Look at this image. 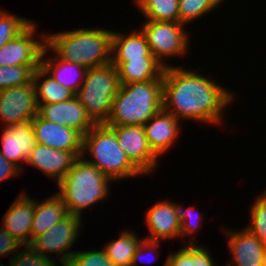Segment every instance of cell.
Returning a JSON list of instances; mask_svg holds the SVG:
<instances>
[{
  "label": "cell",
  "instance_id": "obj_34",
  "mask_svg": "<svg viewBox=\"0 0 266 266\" xmlns=\"http://www.w3.org/2000/svg\"><path fill=\"white\" fill-rule=\"evenodd\" d=\"M67 266H115V264L103 248L101 250L76 251Z\"/></svg>",
  "mask_w": 266,
  "mask_h": 266
},
{
  "label": "cell",
  "instance_id": "obj_30",
  "mask_svg": "<svg viewBox=\"0 0 266 266\" xmlns=\"http://www.w3.org/2000/svg\"><path fill=\"white\" fill-rule=\"evenodd\" d=\"M248 209L251 219L245 227L266 245V190L257 195Z\"/></svg>",
  "mask_w": 266,
  "mask_h": 266
},
{
  "label": "cell",
  "instance_id": "obj_18",
  "mask_svg": "<svg viewBox=\"0 0 266 266\" xmlns=\"http://www.w3.org/2000/svg\"><path fill=\"white\" fill-rule=\"evenodd\" d=\"M143 126L148 144L158 157L170 151L182 128L180 120L163 108Z\"/></svg>",
  "mask_w": 266,
  "mask_h": 266
},
{
  "label": "cell",
  "instance_id": "obj_26",
  "mask_svg": "<svg viewBox=\"0 0 266 266\" xmlns=\"http://www.w3.org/2000/svg\"><path fill=\"white\" fill-rule=\"evenodd\" d=\"M145 20L179 22V0H134Z\"/></svg>",
  "mask_w": 266,
  "mask_h": 266
},
{
  "label": "cell",
  "instance_id": "obj_11",
  "mask_svg": "<svg viewBox=\"0 0 266 266\" xmlns=\"http://www.w3.org/2000/svg\"><path fill=\"white\" fill-rule=\"evenodd\" d=\"M116 134L120 147L131 162L144 174L151 175L157 168L158 157L150 148L144 126H109Z\"/></svg>",
  "mask_w": 266,
  "mask_h": 266
},
{
  "label": "cell",
  "instance_id": "obj_20",
  "mask_svg": "<svg viewBox=\"0 0 266 266\" xmlns=\"http://www.w3.org/2000/svg\"><path fill=\"white\" fill-rule=\"evenodd\" d=\"M49 51L50 49L45 46L41 57V67L59 84L76 94L85 79L88 68L61 60L55 54L47 57Z\"/></svg>",
  "mask_w": 266,
  "mask_h": 266
},
{
  "label": "cell",
  "instance_id": "obj_5",
  "mask_svg": "<svg viewBox=\"0 0 266 266\" xmlns=\"http://www.w3.org/2000/svg\"><path fill=\"white\" fill-rule=\"evenodd\" d=\"M81 157L113 181L144 175L120 147L115 132L105 124H96L83 136Z\"/></svg>",
  "mask_w": 266,
  "mask_h": 266
},
{
  "label": "cell",
  "instance_id": "obj_33",
  "mask_svg": "<svg viewBox=\"0 0 266 266\" xmlns=\"http://www.w3.org/2000/svg\"><path fill=\"white\" fill-rule=\"evenodd\" d=\"M180 210V221H181V238L189 236V244H197V242L190 240L195 232L200 228L201 223H203L204 216L203 213H197L198 210L194 206H189L184 208L183 204H179ZM196 212V213H195ZM183 236V237H182ZM191 236V237H190Z\"/></svg>",
  "mask_w": 266,
  "mask_h": 266
},
{
  "label": "cell",
  "instance_id": "obj_10",
  "mask_svg": "<svg viewBox=\"0 0 266 266\" xmlns=\"http://www.w3.org/2000/svg\"><path fill=\"white\" fill-rule=\"evenodd\" d=\"M34 81L0 90V120L3 127L32 121L38 114Z\"/></svg>",
  "mask_w": 266,
  "mask_h": 266
},
{
  "label": "cell",
  "instance_id": "obj_25",
  "mask_svg": "<svg viewBox=\"0 0 266 266\" xmlns=\"http://www.w3.org/2000/svg\"><path fill=\"white\" fill-rule=\"evenodd\" d=\"M139 235L132 230H121L116 240L103 246L107 256L115 266H131L132 258L141 242Z\"/></svg>",
  "mask_w": 266,
  "mask_h": 266
},
{
  "label": "cell",
  "instance_id": "obj_22",
  "mask_svg": "<svg viewBox=\"0 0 266 266\" xmlns=\"http://www.w3.org/2000/svg\"><path fill=\"white\" fill-rule=\"evenodd\" d=\"M111 63L117 69L120 84L159 80L165 69L155 57Z\"/></svg>",
  "mask_w": 266,
  "mask_h": 266
},
{
  "label": "cell",
  "instance_id": "obj_37",
  "mask_svg": "<svg viewBox=\"0 0 266 266\" xmlns=\"http://www.w3.org/2000/svg\"><path fill=\"white\" fill-rule=\"evenodd\" d=\"M23 172L15 166L13 163L9 162L1 153H0V182H4L9 178H15Z\"/></svg>",
  "mask_w": 266,
  "mask_h": 266
},
{
  "label": "cell",
  "instance_id": "obj_12",
  "mask_svg": "<svg viewBox=\"0 0 266 266\" xmlns=\"http://www.w3.org/2000/svg\"><path fill=\"white\" fill-rule=\"evenodd\" d=\"M227 237V247L232 259L224 266H264L266 245L246 227L231 230L222 226ZM225 230V231H224ZM232 261V262H231Z\"/></svg>",
  "mask_w": 266,
  "mask_h": 266
},
{
  "label": "cell",
  "instance_id": "obj_36",
  "mask_svg": "<svg viewBox=\"0 0 266 266\" xmlns=\"http://www.w3.org/2000/svg\"><path fill=\"white\" fill-rule=\"evenodd\" d=\"M21 247H23V245L19 243V241L12 237L3 226L0 227V257L8 256L10 258L13 254L17 253Z\"/></svg>",
  "mask_w": 266,
  "mask_h": 266
},
{
  "label": "cell",
  "instance_id": "obj_7",
  "mask_svg": "<svg viewBox=\"0 0 266 266\" xmlns=\"http://www.w3.org/2000/svg\"><path fill=\"white\" fill-rule=\"evenodd\" d=\"M139 29L145 35L151 53L165 68L172 66L166 63L169 58H182L190 49V33L179 22L145 20Z\"/></svg>",
  "mask_w": 266,
  "mask_h": 266
},
{
  "label": "cell",
  "instance_id": "obj_28",
  "mask_svg": "<svg viewBox=\"0 0 266 266\" xmlns=\"http://www.w3.org/2000/svg\"><path fill=\"white\" fill-rule=\"evenodd\" d=\"M223 2L224 0H179V23L187 25L201 19L218 9Z\"/></svg>",
  "mask_w": 266,
  "mask_h": 266
},
{
  "label": "cell",
  "instance_id": "obj_6",
  "mask_svg": "<svg viewBox=\"0 0 266 266\" xmlns=\"http://www.w3.org/2000/svg\"><path fill=\"white\" fill-rule=\"evenodd\" d=\"M120 87L117 69L112 63L88 68L75 96L95 124H105Z\"/></svg>",
  "mask_w": 266,
  "mask_h": 266
},
{
  "label": "cell",
  "instance_id": "obj_16",
  "mask_svg": "<svg viewBox=\"0 0 266 266\" xmlns=\"http://www.w3.org/2000/svg\"><path fill=\"white\" fill-rule=\"evenodd\" d=\"M38 105V115L41 118L73 128L83 136L96 125L76 96L63 102Z\"/></svg>",
  "mask_w": 266,
  "mask_h": 266
},
{
  "label": "cell",
  "instance_id": "obj_35",
  "mask_svg": "<svg viewBox=\"0 0 266 266\" xmlns=\"http://www.w3.org/2000/svg\"><path fill=\"white\" fill-rule=\"evenodd\" d=\"M161 242L160 241H152V240H147V239H144L142 238L141 239V242L139 243L137 249L135 250V253L133 255V258H132V262H131V266H138V264L140 263V261H145V259H147L148 257H145V256H148L151 252L152 254H154L153 252L158 250L161 246L160 245ZM150 252V253H149ZM149 253V254H147ZM146 254V255H145ZM158 256H154V258H152L151 260V256L146 260V262L150 263V261L152 262L153 259L154 261H156L157 259H159V254H157ZM145 258V259H144ZM145 262V263H146ZM153 263V262H152Z\"/></svg>",
  "mask_w": 266,
  "mask_h": 266
},
{
  "label": "cell",
  "instance_id": "obj_2",
  "mask_svg": "<svg viewBox=\"0 0 266 266\" xmlns=\"http://www.w3.org/2000/svg\"><path fill=\"white\" fill-rule=\"evenodd\" d=\"M112 30L78 27L46 34V46L59 59L93 68L111 63Z\"/></svg>",
  "mask_w": 266,
  "mask_h": 266
},
{
  "label": "cell",
  "instance_id": "obj_21",
  "mask_svg": "<svg viewBox=\"0 0 266 266\" xmlns=\"http://www.w3.org/2000/svg\"><path fill=\"white\" fill-rule=\"evenodd\" d=\"M154 57L150 51L145 35L138 28L127 34L126 31H113L111 61H129Z\"/></svg>",
  "mask_w": 266,
  "mask_h": 266
},
{
  "label": "cell",
  "instance_id": "obj_29",
  "mask_svg": "<svg viewBox=\"0 0 266 266\" xmlns=\"http://www.w3.org/2000/svg\"><path fill=\"white\" fill-rule=\"evenodd\" d=\"M33 20L0 10V48L20 35Z\"/></svg>",
  "mask_w": 266,
  "mask_h": 266
},
{
  "label": "cell",
  "instance_id": "obj_27",
  "mask_svg": "<svg viewBox=\"0 0 266 266\" xmlns=\"http://www.w3.org/2000/svg\"><path fill=\"white\" fill-rule=\"evenodd\" d=\"M183 247L167 255V266H216L210 250L203 245L186 244Z\"/></svg>",
  "mask_w": 266,
  "mask_h": 266
},
{
  "label": "cell",
  "instance_id": "obj_32",
  "mask_svg": "<svg viewBox=\"0 0 266 266\" xmlns=\"http://www.w3.org/2000/svg\"><path fill=\"white\" fill-rule=\"evenodd\" d=\"M20 250L9 259V266H59L58 261L39 255L30 245Z\"/></svg>",
  "mask_w": 266,
  "mask_h": 266
},
{
  "label": "cell",
  "instance_id": "obj_24",
  "mask_svg": "<svg viewBox=\"0 0 266 266\" xmlns=\"http://www.w3.org/2000/svg\"><path fill=\"white\" fill-rule=\"evenodd\" d=\"M33 81L38 104L63 102L75 96L70 89L59 84L41 66L34 71Z\"/></svg>",
  "mask_w": 266,
  "mask_h": 266
},
{
  "label": "cell",
  "instance_id": "obj_13",
  "mask_svg": "<svg viewBox=\"0 0 266 266\" xmlns=\"http://www.w3.org/2000/svg\"><path fill=\"white\" fill-rule=\"evenodd\" d=\"M148 235L144 238L152 241L170 240L181 237L179 204L169 200H159L151 205L145 214Z\"/></svg>",
  "mask_w": 266,
  "mask_h": 266
},
{
  "label": "cell",
  "instance_id": "obj_23",
  "mask_svg": "<svg viewBox=\"0 0 266 266\" xmlns=\"http://www.w3.org/2000/svg\"><path fill=\"white\" fill-rule=\"evenodd\" d=\"M52 195L43 201L35 200L31 242L69 215L62 198L57 193Z\"/></svg>",
  "mask_w": 266,
  "mask_h": 266
},
{
  "label": "cell",
  "instance_id": "obj_14",
  "mask_svg": "<svg viewBox=\"0 0 266 266\" xmlns=\"http://www.w3.org/2000/svg\"><path fill=\"white\" fill-rule=\"evenodd\" d=\"M0 153L21 171L37 145L32 121L3 127ZM20 163V164H19Z\"/></svg>",
  "mask_w": 266,
  "mask_h": 266
},
{
  "label": "cell",
  "instance_id": "obj_3",
  "mask_svg": "<svg viewBox=\"0 0 266 266\" xmlns=\"http://www.w3.org/2000/svg\"><path fill=\"white\" fill-rule=\"evenodd\" d=\"M163 78L120 84L105 125L143 126L162 108Z\"/></svg>",
  "mask_w": 266,
  "mask_h": 266
},
{
  "label": "cell",
  "instance_id": "obj_19",
  "mask_svg": "<svg viewBox=\"0 0 266 266\" xmlns=\"http://www.w3.org/2000/svg\"><path fill=\"white\" fill-rule=\"evenodd\" d=\"M78 158L74 152L57 150L37 143L26 164L36 167L37 170L49 176L48 178L54 179L57 185Z\"/></svg>",
  "mask_w": 266,
  "mask_h": 266
},
{
  "label": "cell",
  "instance_id": "obj_9",
  "mask_svg": "<svg viewBox=\"0 0 266 266\" xmlns=\"http://www.w3.org/2000/svg\"><path fill=\"white\" fill-rule=\"evenodd\" d=\"M36 24L33 21L20 35L0 48V66H41L46 33L38 38Z\"/></svg>",
  "mask_w": 266,
  "mask_h": 266
},
{
  "label": "cell",
  "instance_id": "obj_8",
  "mask_svg": "<svg viewBox=\"0 0 266 266\" xmlns=\"http://www.w3.org/2000/svg\"><path fill=\"white\" fill-rule=\"evenodd\" d=\"M83 217H78L69 214L62 221L55 224L48 231L36 237L30 246L44 257L49 256L50 253L56 254L57 260L61 266H67L71 257L76 252L72 251L73 244H76L77 237L83 228ZM82 224V225H81ZM79 235V236H78ZM75 242V243H74ZM72 246V247H71ZM58 258V259H57Z\"/></svg>",
  "mask_w": 266,
  "mask_h": 266
},
{
  "label": "cell",
  "instance_id": "obj_31",
  "mask_svg": "<svg viewBox=\"0 0 266 266\" xmlns=\"http://www.w3.org/2000/svg\"><path fill=\"white\" fill-rule=\"evenodd\" d=\"M38 67L40 66H0V90L30 83Z\"/></svg>",
  "mask_w": 266,
  "mask_h": 266
},
{
  "label": "cell",
  "instance_id": "obj_17",
  "mask_svg": "<svg viewBox=\"0 0 266 266\" xmlns=\"http://www.w3.org/2000/svg\"><path fill=\"white\" fill-rule=\"evenodd\" d=\"M22 191L13 201L2 218L3 228L11 234L19 243L31 244V228L35 210V199H31Z\"/></svg>",
  "mask_w": 266,
  "mask_h": 266
},
{
  "label": "cell",
  "instance_id": "obj_1",
  "mask_svg": "<svg viewBox=\"0 0 266 266\" xmlns=\"http://www.w3.org/2000/svg\"><path fill=\"white\" fill-rule=\"evenodd\" d=\"M171 65L164 69L162 76L163 109L182 122L224 124L226 107L233 103L234 92L195 69Z\"/></svg>",
  "mask_w": 266,
  "mask_h": 266
},
{
  "label": "cell",
  "instance_id": "obj_4",
  "mask_svg": "<svg viewBox=\"0 0 266 266\" xmlns=\"http://www.w3.org/2000/svg\"><path fill=\"white\" fill-rule=\"evenodd\" d=\"M111 182L114 181L79 157L57 184L59 191L56 193L62 198L69 214L81 217L86 208L108 200Z\"/></svg>",
  "mask_w": 266,
  "mask_h": 266
},
{
  "label": "cell",
  "instance_id": "obj_15",
  "mask_svg": "<svg viewBox=\"0 0 266 266\" xmlns=\"http://www.w3.org/2000/svg\"><path fill=\"white\" fill-rule=\"evenodd\" d=\"M35 138L38 144L57 150L82 155L83 135L70 127H65L41 118L38 114L32 120Z\"/></svg>",
  "mask_w": 266,
  "mask_h": 266
}]
</instances>
